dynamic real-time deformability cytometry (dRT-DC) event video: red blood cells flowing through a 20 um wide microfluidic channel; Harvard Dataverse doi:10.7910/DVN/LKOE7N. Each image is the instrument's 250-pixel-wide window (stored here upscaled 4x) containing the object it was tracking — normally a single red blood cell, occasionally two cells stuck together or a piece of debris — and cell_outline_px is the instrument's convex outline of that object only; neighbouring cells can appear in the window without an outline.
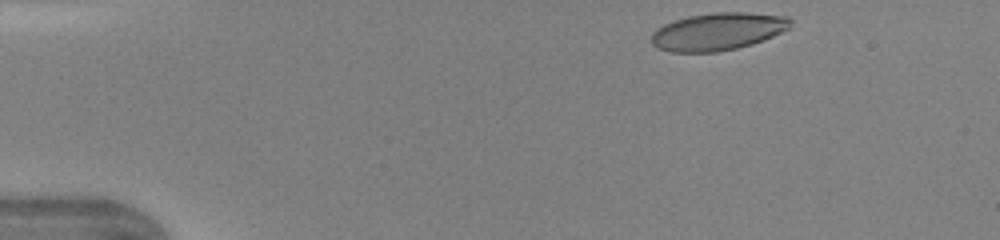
{"species": "human", "species_latin": "Homo sapiens", "temperature_condition": "warm", "stored_images_in_passage": 40, "camera_frame_rate_fps": 3000, "um_per_image_px": 0.085, "donor": {"sex": "female"}, "frame": {"image": 1, "passage_image": 1, "time_ms": 0.0, "image_size_px": [1000, 240], "cell_outline_px": [[792, 20], [788, 28], [764, 40], [752, 44], [736, 48], [716, 52], [668, 52], [652, 44], [652, 32], [656, 28], [664, 24], [688, 16], [716, 12], [748, 12], [788, 16]], "centroid_in_image_um": [61.01, 2.67], "position_along_channel_um": 24.0, "area_um2": 30.35}}
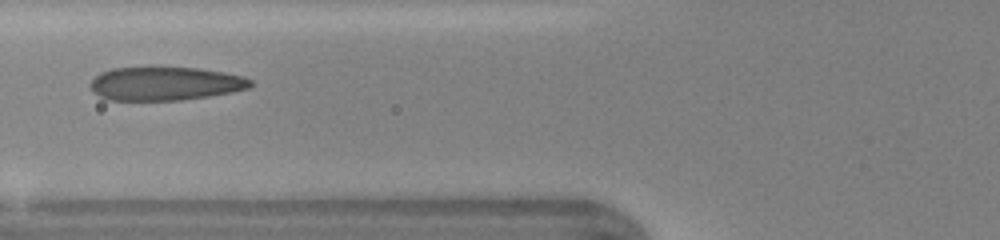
{"frame": {"image": 2, "passage_image": 13, "time_ms": 4.0, "image_size_px": [1000, 240], "cell_outline_px": [[252, 84], [248, 88], [232, 92], [208, 96], [180, 100], [104, 100], [92, 92], [88, 84], [100, 72], [112, 68], [196, 68], [224, 72], [244, 76], [252, 80]], "centroid_in_image_um": [14.0, 7.12], "position_along_channel_um": 111.8, "area_um2": 31.33}}
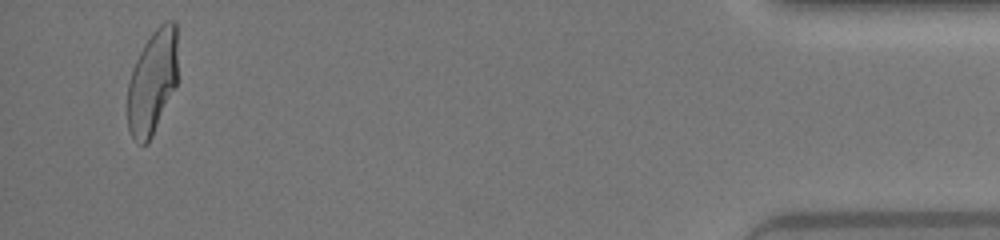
{"frame": {"image": 3, "passage_image": 39, "time_ms": 12.667, "image_size_px": [1000, 240], "cell_outline_px": [[176, 84], [152, 136], [144, 144], [140, 144], [132, 136], [128, 128], [128, 84], [132, 68], [144, 44], [152, 32], [164, 20], [176, 20]], "centroid_in_image_um": [12.94, 6.92], "position_along_channel_um": 422.3, "area_um2": 30.0}, "authors_computed_cell_mechanics": {"area_um2": 31.6744, "velocity_mm_per_s": 4.3779, "shape_relaxation_time_tau1_ms": 4.6524, "shape_relaxation_time_tau2_ms": 0.6387, "deformation_change_tau1": 0.1938, "deformation_change_tau2": 0.0724}}